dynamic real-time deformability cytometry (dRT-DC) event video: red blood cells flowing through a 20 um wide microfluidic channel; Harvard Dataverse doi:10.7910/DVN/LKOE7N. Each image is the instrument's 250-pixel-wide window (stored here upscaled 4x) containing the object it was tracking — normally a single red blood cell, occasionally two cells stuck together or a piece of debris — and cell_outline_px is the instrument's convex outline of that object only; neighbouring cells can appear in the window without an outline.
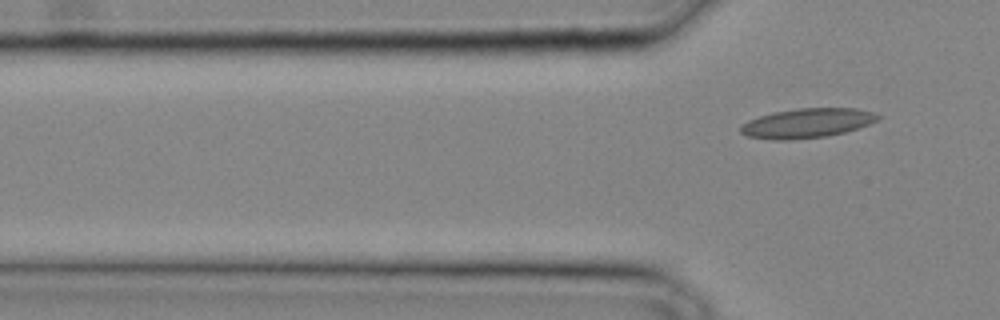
{"species": "common noctule bat (a hibernating species)", "species_latin": "Nyctalus noctula", "temperature_condition": "cold", "stored_images_in_passage": 2, "camera_frame_rate_fps": 3000, "um_per_image_px": 0.085, "animal": {"sex": "male", "body_mass_g": 20.4}, "frame": {"image": 1, "passage_image": 2, "time_ms": 0.333, "image_size_px": [1000, 320], "cell_outline_px": [[880, 116], [876, 120], [868, 124], [844, 132], [828, 136], [788, 140], [772, 140], [748, 136], [740, 132], [740, 124], [748, 120], [772, 112], [800, 108], [856, 108], [876, 112]], "centroid_in_image_um": [68.57, 10.46], "position_along_channel_um": 57.2, "area_um2": 23.58}}